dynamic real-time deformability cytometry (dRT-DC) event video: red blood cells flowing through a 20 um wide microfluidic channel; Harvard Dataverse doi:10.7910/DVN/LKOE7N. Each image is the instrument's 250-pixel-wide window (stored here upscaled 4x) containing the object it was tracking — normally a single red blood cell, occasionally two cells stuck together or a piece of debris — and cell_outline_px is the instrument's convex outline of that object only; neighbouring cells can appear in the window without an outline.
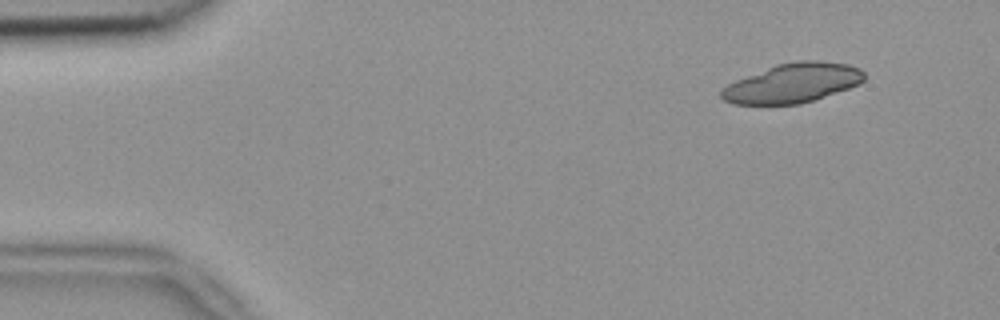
{"species": "common noctule bat (a hibernating species)", "species_latin": "Nyctalus noctula", "temperature_condition": "room temperature", "stored_images_in_passage": 3, "camera_frame_rate_fps": 3000, "um_per_image_px": 0.085, "animal": {"sex": "female", "body_mass_g": 18.4}, "frame": {"image": 1, "passage_image": 1, "time_ms": 0.0, "image_size_px": [1000, 320], "cell_outline_px": [[864, 80], [848, 88], [800, 104], [732, 104], [724, 100], [720, 96], [720, 88], [736, 80], [776, 64], [800, 60], [820, 60], [848, 64], [860, 68], [864, 72]], "centroid_in_image_um": [67.35, 7.05], "position_along_channel_um": 17.7, "area_um2": 32.6}}